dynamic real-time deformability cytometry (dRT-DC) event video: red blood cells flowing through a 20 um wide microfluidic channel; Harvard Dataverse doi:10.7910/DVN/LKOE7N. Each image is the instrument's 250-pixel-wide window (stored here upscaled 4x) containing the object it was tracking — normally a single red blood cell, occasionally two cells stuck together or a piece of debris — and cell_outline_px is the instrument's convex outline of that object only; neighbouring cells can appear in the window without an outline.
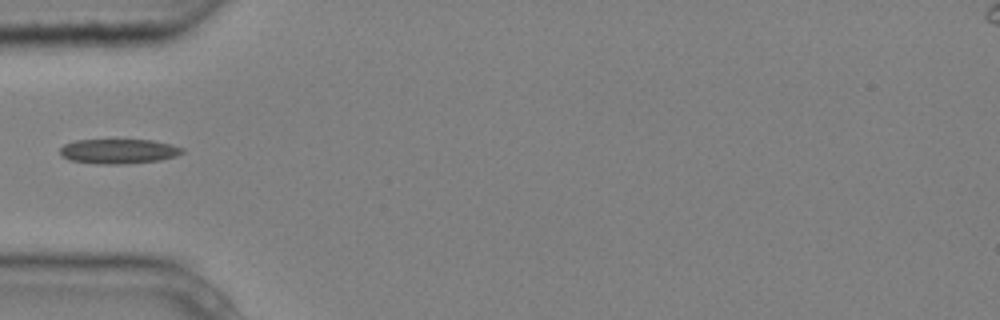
{"species": "common noctule bat (a hibernating species)", "species_latin": "Nyctalus noctula", "temperature_condition": "cold", "stored_images_in_passage": 5, "camera_frame_rate_fps": 3000, "um_per_image_px": 0.085, "animal": {"sex": "male", "body_mass_g": 20.4}, "frame": {"image": 1, "passage_image": 4, "time_ms": 1.0, "image_size_px": [1000, 320], "cell_outline_px": [[184, 152], [176, 156], [160, 160], [124, 164], [96, 164], [68, 160], [60, 156], [60, 148], [64, 144], [76, 140], [116, 136], [152, 140], [172, 144], [184, 148]], "centroid_in_image_um": [10.05, 12.8], "position_along_channel_um": 75.0, "area_um2": 18.9}}
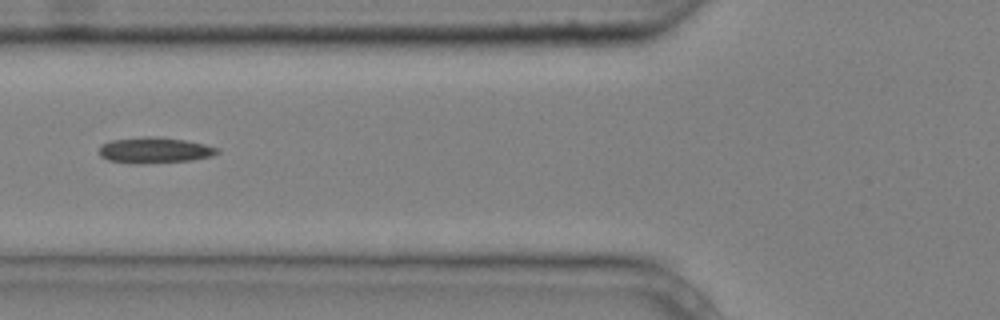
{"frame": {"image": 2, "passage_image": 5, "time_ms": 1.333, "image_size_px": [1000, 320], "cell_outline_px": [[220, 152], [212, 156], [192, 160], [108, 160], [100, 156], [100, 144], [112, 140], [144, 136], [156, 136], [184, 140], [204, 144], [220, 148]], "centroid_in_image_um": [13.2, 12.69], "position_along_channel_um": 112.6, "area_um2": 16.65}}